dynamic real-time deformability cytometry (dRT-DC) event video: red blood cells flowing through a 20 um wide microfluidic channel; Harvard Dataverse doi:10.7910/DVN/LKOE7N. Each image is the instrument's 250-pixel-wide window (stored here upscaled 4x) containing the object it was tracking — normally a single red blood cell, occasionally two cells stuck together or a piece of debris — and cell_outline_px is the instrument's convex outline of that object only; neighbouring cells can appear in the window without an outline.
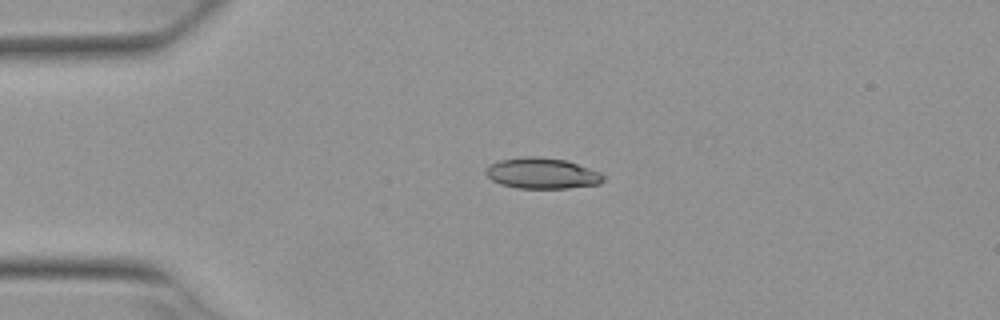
{"species": "Egyptian fruit bat (a non-hibernating species)", "species_latin": "Rousettus aegyptiacus", "temperature_condition": "warm", "stored_images_in_passage": 5, "camera_frame_rate_fps": 3000, "um_per_image_px": 0.085, "animal": {"sex": "female"}, "frame": {"image": 1, "passage_image": 3, "time_ms": 0.667, "image_size_px": [1000, 320], "cell_outline_px": [[604, 180], [600, 184], [568, 188], [516, 188], [500, 184], [492, 180], [484, 172], [492, 164], [500, 160], [524, 156], [540, 156], [568, 160], [600, 172], [604, 176]], "centroid_in_image_um": [46.1, 14.73], "position_along_channel_um": 38.9, "area_um2": 21.21}}
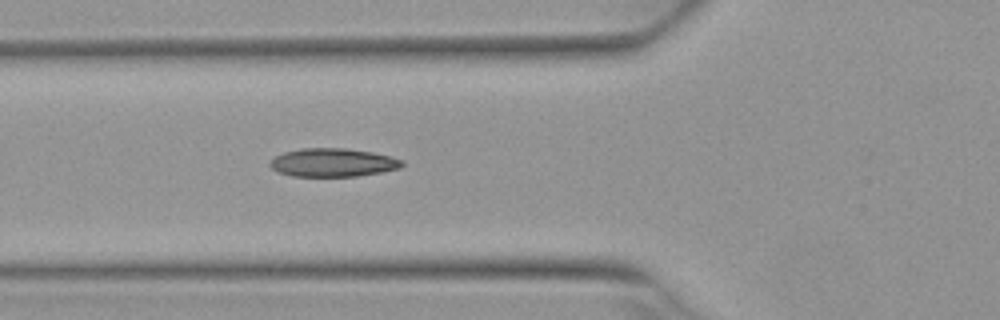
{"frame": {"image": 2, "passage_image": 5, "time_ms": 1.333, "image_size_px": [1000, 320], "cell_outline_px": [[404, 164], [400, 168], [380, 172], [356, 176], [292, 176], [276, 172], [268, 164], [276, 156], [284, 152], [300, 148], [348, 148], [372, 152], [392, 156], [404, 160]], "centroid_in_image_um": [28.3, 13.81], "position_along_channel_um": 97.5, "area_um2": 21.96}}